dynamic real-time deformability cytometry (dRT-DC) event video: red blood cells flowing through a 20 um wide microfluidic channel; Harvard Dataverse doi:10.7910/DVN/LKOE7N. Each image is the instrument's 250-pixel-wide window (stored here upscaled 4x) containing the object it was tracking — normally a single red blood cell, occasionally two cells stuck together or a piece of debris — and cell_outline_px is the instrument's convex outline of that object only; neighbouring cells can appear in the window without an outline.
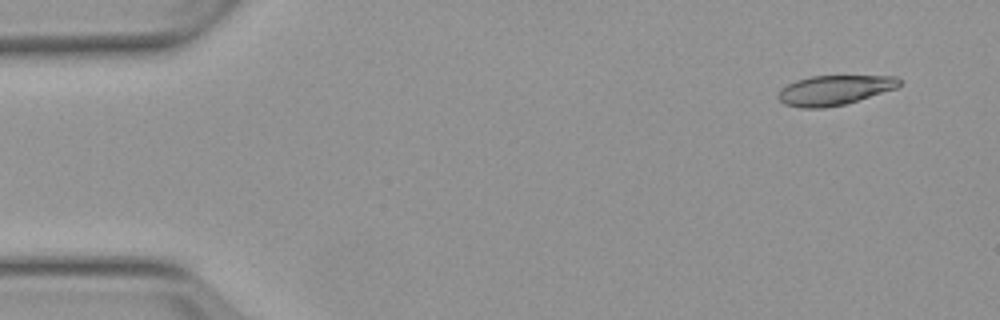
{"species": "Egyptian fruit bat (a non-hibernating species)", "species_latin": "Rousettus aegyptiacus", "temperature_condition": "warm", "stored_images_in_passage": 5, "segment_of_instrument_passage": [2, 2], "camera_frame_rate_fps": 3000, "um_per_image_px": 0.085, "animal": {"sex": "female"}, "frame": {"image": 1, "passage_image": 5, "time_ms": 5.667, "image_size_px": [1000, 320], "cell_outline_px": [[900, 84], [896, 88], [844, 104], [824, 108], [800, 108], [784, 104], [776, 96], [780, 88], [796, 80], [812, 76], [896, 76], [900, 80]], "centroid_in_image_um": [70.86, 7.66], "position_along_channel_um": 14.1, "area_um2": 20.87}}